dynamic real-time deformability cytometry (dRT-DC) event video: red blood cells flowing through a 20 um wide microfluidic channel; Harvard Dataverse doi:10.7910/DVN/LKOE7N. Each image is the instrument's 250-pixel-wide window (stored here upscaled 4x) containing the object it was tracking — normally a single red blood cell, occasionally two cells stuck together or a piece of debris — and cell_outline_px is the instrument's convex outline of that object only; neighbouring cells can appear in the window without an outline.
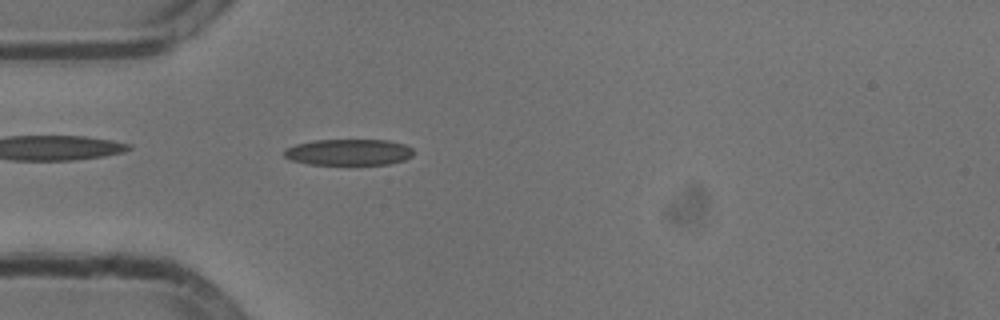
{"species": "common noctule bat (a hibernating species)", "species_latin": "Nyctalus noctula", "temperature_condition": "cold", "stored_images_in_passage": 53, "camera_frame_rate_fps": 3000, "um_per_image_px": 0.085, "animal": {"sex": "male", "body_mass_g": 13.3}, "frame": {"image": 1, "passage_image": 15, "time_ms": 4.667, "image_size_px": [1000, 320], "cell_outline_px": [[412, 156], [404, 160], [388, 164], [356, 168], [348, 168], [308, 164], [288, 160], [284, 156], [284, 148], [296, 144], [312, 140], [388, 140], [404, 144], [412, 148]], "centroid_in_image_um": [29.6, 13.0], "position_along_channel_um": 55.4, "area_um2": 21.1}}
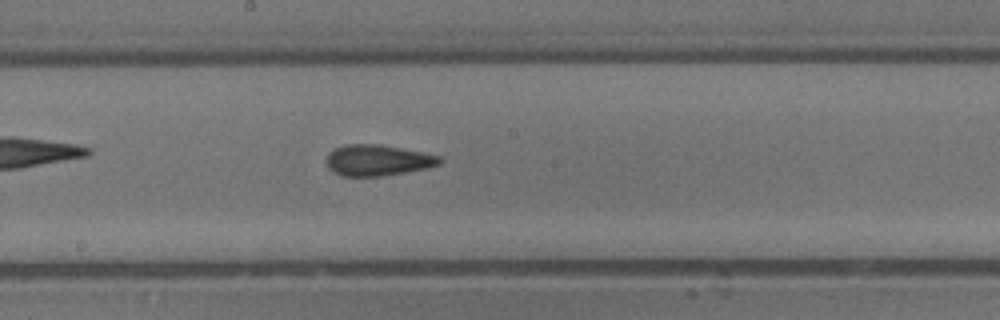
{"frame": {"image": 2, "passage_image": 28, "time_ms": 9.0, "image_size_px": [1000, 320], "cell_outline_px": [[444, 160], [440, 164], [428, 168], [380, 176], [340, 176], [332, 172], [328, 168], [328, 152], [332, 148], [344, 144], [380, 144], [424, 152], [440, 156]], "centroid_in_image_um": [32.1, 13.61], "position_along_channel_um": 216.1, "area_um2": 20.69}}
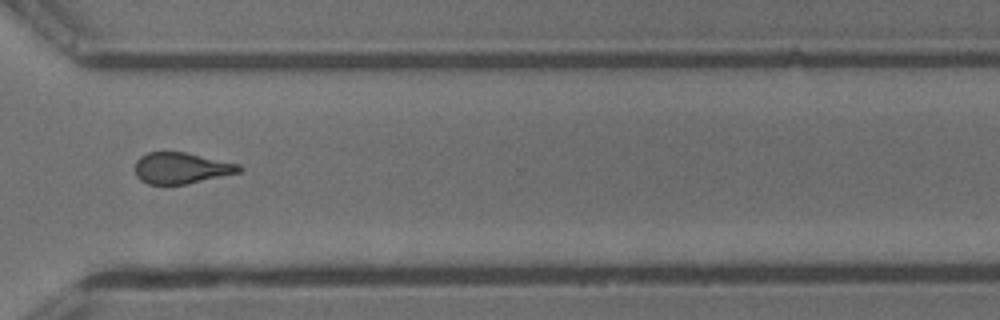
{"frame": {"image": 3, "passage_image": 39, "time_ms": 12.667, "image_size_px": [1000, 320], "cell_outline_px": [[244, 168], [240, 172], [184, 184], [148, 184], [140, 180], [136, 176], [136, 160], [140, 156], [148, 152], [184, 152], [240, 164]], "centroid_in_image_um": [15.4, 14.28], "position_along_channel_um": 355.2, "area_um2": 18.73}, "authors_computed_cell_mechanics": {"area_um2": 19.5364, "velocity_mm_per_s": 3.8137, "shape_relaxation_time_tau1_ms": 4.9302, "shape_relaxation_time_tau2_ms": 2.5441, "deformation_change_tau1": 0.1521, "deformation_change_tau2": 0.1321}}